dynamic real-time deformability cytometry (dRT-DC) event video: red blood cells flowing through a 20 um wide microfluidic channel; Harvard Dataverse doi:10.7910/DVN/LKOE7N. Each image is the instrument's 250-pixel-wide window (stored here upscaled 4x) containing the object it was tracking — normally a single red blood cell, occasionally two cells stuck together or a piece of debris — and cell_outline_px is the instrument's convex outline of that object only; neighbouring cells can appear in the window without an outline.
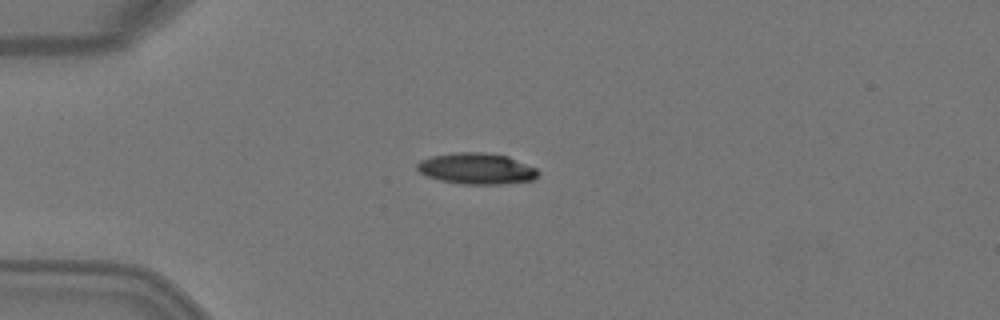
{"species": "Egyptian fruit bat (a non-hibernating species)", "species_latin": "Rousettus aegyptiacus", "temperature_condition": "warm", "stored_images_in_passage": 7, "camera_frame_rate_fps": 3000, "um_per_image_px": 0.085, "animal": {"sex": "female"}, "frame": {"image": 1, "passage_image": 5, "time_ms": 1.333, "image_size_px": [1000, 320], "cell_outline_px": [[540, 172], [532, 180], [500, 184], [464, 184], [440, 180], [428, 176], [420, 172], [416, 168], [416, 164], [420, 160], [432, 156], [456, 152], [484, 152], [508, 156], [536, 168]], "centroid_in_image_um": [40.5, 14.32], "position_along_channel_um": 44.5, "area_um2": 21.85}}
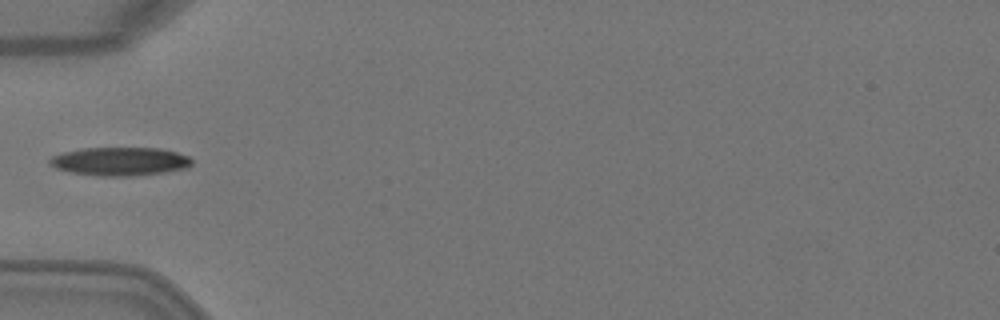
{"frame": {"image": 2, "passage_image": 6, "time_ms": 1.667, "image_size_px": [1000, 320], "cell_outline_px": [[192, 164], [188, 168], [164, 172], [132, 176], [96, 176], [72, 172], [56, 168], [48, 164], [48, 160], [52, 156], [64, 152], [84, 148], [160, 148], [176, 152], [188, 156], [192, 160]], "centroid_in_image_um": [10.2, 13.72], "position_along_channel_um": 74.8, "area_um2": 23.58}}
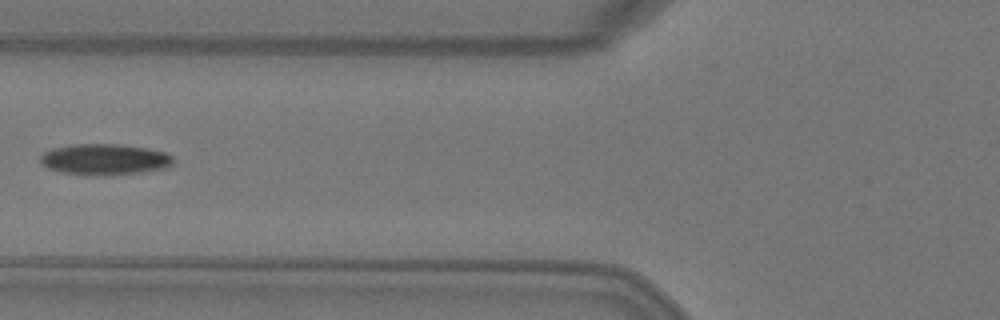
{"frame": {"image": 3, "passage_image": 7, "time_ms": 2.0, "image_size_px": [1000, 320], "cell_outline_px": [[172, 164], [164, 168], [140, 172], [104, 176], [92, 176], [60, 172], [48, 168], [40, 164], [40, 156], [44, 152], [52, 148], [76, 144], [120, 144], [148, 148], [164, 152], [172, 156]], "centroid_in_image_um": [8.85, 13.55], "position_along_channel_um": 117.0, "area_um2": 24.16}}